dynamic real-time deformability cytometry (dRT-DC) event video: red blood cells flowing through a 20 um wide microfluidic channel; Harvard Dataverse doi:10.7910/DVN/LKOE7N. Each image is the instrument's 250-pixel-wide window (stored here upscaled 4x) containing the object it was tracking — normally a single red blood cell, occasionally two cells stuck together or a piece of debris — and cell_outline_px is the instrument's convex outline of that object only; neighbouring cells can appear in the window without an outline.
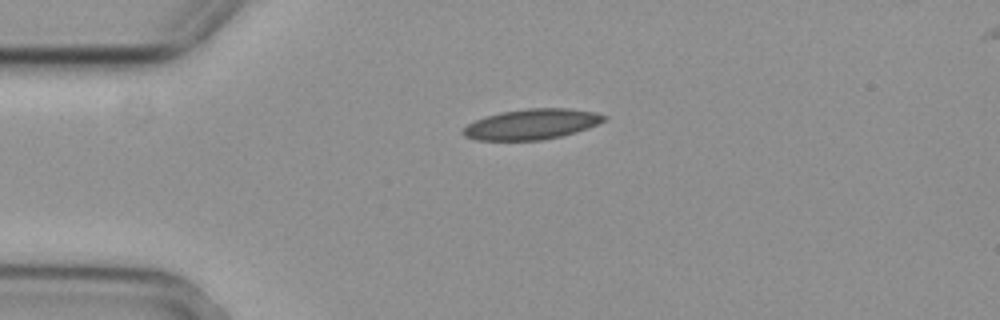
{"species": "common noctule bat (a hibernating species)", "species_latin": "Nyctalus noctula", "temperature_condition": "cold", "stored_images_in_passage": 2, "camera_frame_rate_fps": 3000, "um_per_image_px": 0.085, "animal": {"sex": "female", "body_mass_g": 29.2, "forearm_length_mm": 56.3}, "frame": {"image": 1, "passage_image": 1, "time_ms": 0.0, "image_size_px": [1000, 320], "cell_outline_px": [[608, 120], [588, 128], [576, 132], [544, 140], [476, 140], [464, 136], [460, 132], [468, 124], [484, 116], [500, 112], [528, 108], [568, 108], [596, 112], [608, 116]], "centroid_in_image_um": [45.22, 10.55], "position_along_channel_um": 39.8, "area_um2": 25.2}}
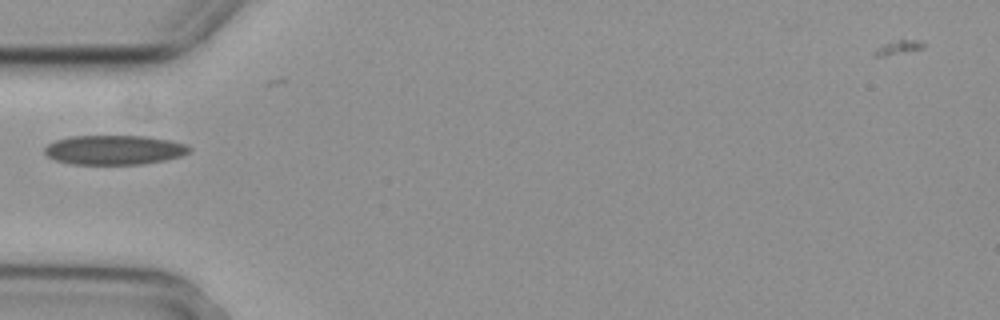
{"frame": {"image": 2, "passage_image": 2, "time_ms": 0.333, "image_size_px": [1000, 320], "cell_outline_px": [[192, 148], [188, 152], [180, 156], [164, 160], [144, 164], [72, 164], [56, 160], [48, 156], [44, 152], [44, 148], [48, 144], [56, 140], [72, 136], [148, 136], [188, 144]], "centroid_in_image_um": [9.72, 12.74], "position_along_channel_um": 75.3, "area_um2": 24.8}}